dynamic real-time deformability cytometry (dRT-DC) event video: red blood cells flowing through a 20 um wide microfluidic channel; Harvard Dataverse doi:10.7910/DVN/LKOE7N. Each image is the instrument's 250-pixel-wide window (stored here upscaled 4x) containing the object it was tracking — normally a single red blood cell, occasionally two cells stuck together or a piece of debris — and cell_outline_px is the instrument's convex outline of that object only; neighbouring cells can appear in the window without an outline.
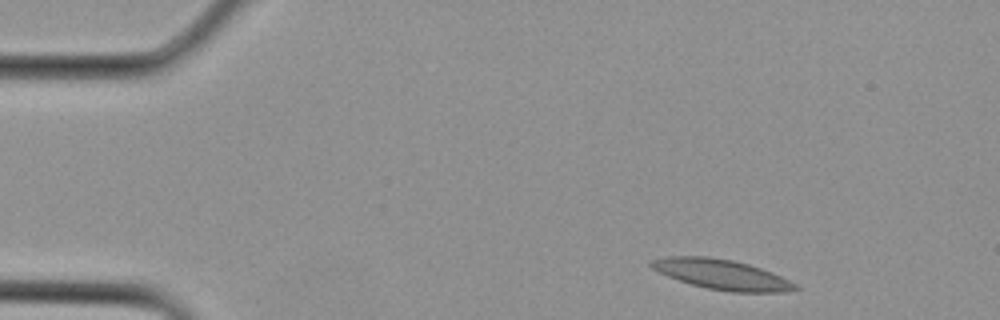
{"species": "Egyptian fruit bat (a non-hibernating species)", "species_latin": "Rousettus aegyptiacus", "temperature_condition": "cold", "stored_images_in_passage": 2, "camera_frame_rate_fps": 3000, "um_per_image_px": 0.085, "animal": {"sex": "female"}, "frame": {"image": 1, "passage_image": 1, "time_ms": 0.0, "image_size_px": [1000, 320], "cell_outline_px": [[800, 288], [784, 292], [732, 292], [708, 288], [692, 284], [668, 276], [652, 268], [648, 264], [652, 260], [668, 256], [708, 256], [732, 260], [748, 264], [772, 272], [796, 284]], "centroid_in_image_um": [61.35, 23.32], "position_along_channel_um": 23.6, "area_um2": 24.91}}